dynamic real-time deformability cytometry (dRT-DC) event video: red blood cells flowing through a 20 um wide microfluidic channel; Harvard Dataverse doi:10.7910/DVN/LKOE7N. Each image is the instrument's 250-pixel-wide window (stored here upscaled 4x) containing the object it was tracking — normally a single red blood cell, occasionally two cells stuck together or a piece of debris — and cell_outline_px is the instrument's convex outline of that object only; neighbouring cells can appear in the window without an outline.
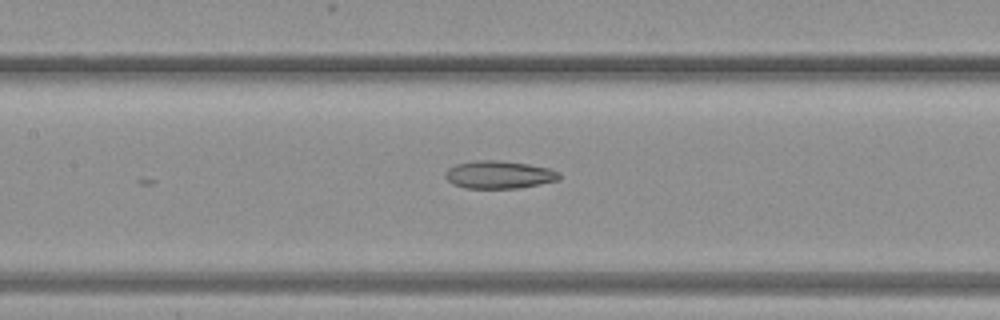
{"species": "common noctule bat (a hibernating species)", "species_latin": "Nyctalus noctula", "temperature_condition": "warm", "stored_images_in_passage": 23, "camera_frame_rate_fps": 3000, "um_per_image_px": 0.085, "animal": {"sex": "female", "body_mass_g": 19.3, "forearm_length_mm": 54.1}, "frame": {"image": 1, "passage_image": 10, "time_ms": 3.0, "image_size_px": [1000, 320], "cell_outline_px": [[560, 176], [556, 180], [540, 184], [520, 188], [464, 188], [452, 184], [444, 176], [444, 172], [448, 168], [456, 164], [476, 160], [500, 160], [528, 164], [548, 168], [560, 172]], "centroid_in_image_um": [42.38, 14.84], "position_along_channel_um": 165.0, "area_um2": 18.5}}
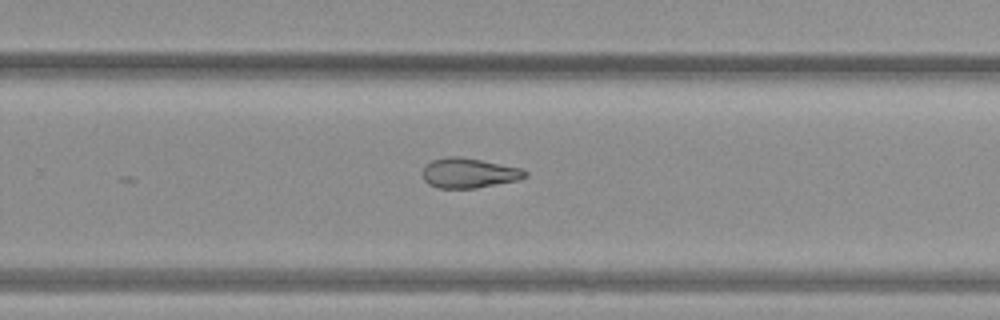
{"frame": {"image": 2, "passage_image": 17, "time_ms": 5.333, "image_size_px": [1000, 320], "cell_outline_px": [[528, 176], [520, 180], [476, 188], [436, 188], [428, 184], [424, 180], [424, 164], [432, 160], [444, 156], [460, 156], [524, 168], [528, 172]], "centroid_in_image_um": [39.89, 14.7], "position_along_channel_um": 289.9, "area_um2": 18.21}}